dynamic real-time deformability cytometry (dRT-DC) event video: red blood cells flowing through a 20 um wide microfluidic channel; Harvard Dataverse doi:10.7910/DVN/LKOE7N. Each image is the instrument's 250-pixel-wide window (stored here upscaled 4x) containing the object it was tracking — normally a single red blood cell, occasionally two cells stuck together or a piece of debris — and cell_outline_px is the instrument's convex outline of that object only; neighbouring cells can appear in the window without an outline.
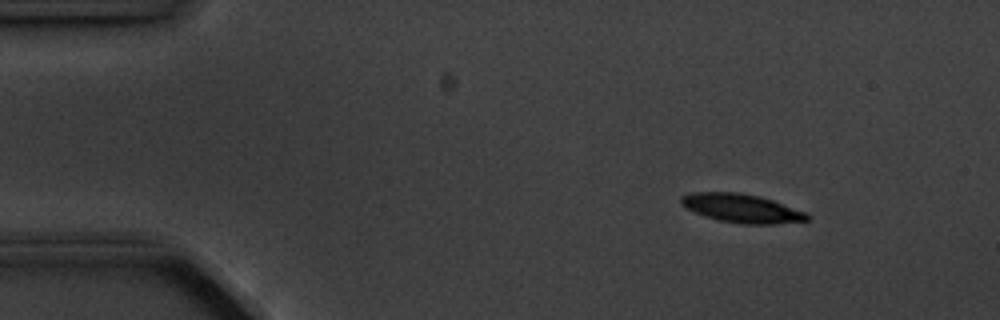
{"species": "common noctule bat (a hibernating species)", "species_latin": "Nyctalus noctula", "temperature_condition": "cold", "stored_images_in_passage": 5, "camera_frame_rate_fps": 3000, "um_per_image_px": 0.085, "animal": {"sex": "male", "body_mass_g": 20.1, "forearm_length_mm": 53.5}, "frame": {"image": 1, "passage_image": 2, "time_ms": 1.0, "image_size_px": [1000, 320], "cell_outline_px": [[808, 220], [772, 224], [740, 224], [720, 220], [704, 216], [680, 204], [680, 196], [692, 192], [740, 192], [760, 196], [808, 212]], "centroid_in_image_um": [63.04, 17.69], "position_along_channel_um": 22.0, "area_um2": 21.04}}